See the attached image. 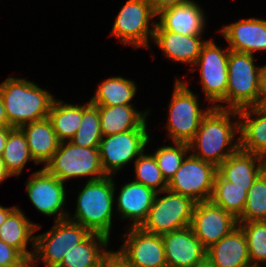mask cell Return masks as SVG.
I'll return each mask as SVG.
<instances>
[{
    "label": "cell",
    "mask_w": 266,
    "mask_h": 267,
    "mask_svg": "<svg viewBox=\"0 0 266 267\" xmlns=\"http://www.w3.org/2000/svg\"><path fill=\"white\" fill-rule=\"evenodd\" d=\"M237 116V110L213 106L188 143L189 150H193L192 155L218 167L227 157L236 153L240 149L239 139L234 141L235 134L239 133ZM231 118H235L236 122L233 123Z\"/></svg>",
    "instance_id": "1"
},
{
    "label": "cell",
    "mask_w": 266,
    "mask_h": 267,
    "mask_svg": "<svg viewBox=\"0 0 266 267\" xmlns=\"http://www.w3.org/2000/svg\"><path fill=\"white\" fill-rule=\"evenodd\" d=\"M0 94L11 127L48 117L54 96L24 78L8 77L0 84Z\"/></svg>",
    "instance_id": "2"
},
{
    "label": "cell",
    "mask_w": 266,
    "mask_h": 267,
    "mask_svg": "<svg viewBox=\"0 0 266 267\" xmlns=\"http://www.w3.org/2000/svg\"><path fill=\"white\" fill-rule=\"evenodd\" d=\"M113 176L87 181L78 193L76 212L71 221L79 223L91 233H98L110 239L113 203H115V182Z\"/></svg>",
    "instance_id": "3"
},
{
    "label": "cell",
    "mask_w": 266,
    "mask_h": 267,
    "mask_svg": "<svg viewBox=\"0 0 266 267\" xmlns=\"http://www.w3.org/2000/svg\"><path fill=\"white\" fill-rule=\"evenodd\" d=\"M261 67L254 64V55L230 50L226 96L215 107L241 110L259 104Z\"/></svg>",
    "instance_id": "4"
},
{
    "label": "cell",
    "mask_w": 266,
    "mask_h": 267,
    "mask_svg": "<svg viewBox=\"0 0 266 267\" xmlns=\"http://www.w3.org/2000/svg\"><path fill=\"white\" fill-rule=\"evenodd\" d=\"M63 183L70 178L91 176L88 181L107 176L103 170L99 147H81L71 141L60 142L58 150L43 167Z\"/></svg>",
    "instance_id": "5"
},
{
    "label": "cell",
    "mask_w": 266,
    "mask_h": 267,
    "mask_svg": "<svg viewBox=\"0 0 266 267\" xmlns=\"http://www.w3.org/2000/svg\"><path fill=\"white\" fill-rule=\"evenodd\" d=\"M166 194L164 197L159 194ZM196 202L181 194L165 189L156 192L147 218L140 228L148 233L164 235L191 225Z\"/></svg>",
    "instance_id": "6"
},
{
    "label": "cell",
    "mask_w": 266,
    "mask_h": 267,
    "mask_svg": "<svg viewBox=\"0 0 266 267\" xmlns=\"http://www.w3.org/2000/svg\"><path fill=\"white\" fill-rule=\"evenodd\" d=\"M178 78L174 83V90L168 108L167 138L177 143H189L199 129L200 122L213 107L199 108L197 96L188 85Z\"/></svg>",
    "instance_id": "7"
},
{
    "label": "cell",
    "mask_w": 266,
    "mask_h": 267,
    "mask_svg": "<svg viewBox=\"0 0 266 267\" xmlns=\"http://www.w3.org/2000/svg\"><path fill=\"white\" fill-rule=\"evenodd\" d=\"M90 234L88 229L68 218L55 220L54 226L48 232L35 235L31 265L36 266L34 262L40 260L45 267H57L64 255Z\"/></svg>",
    "instance_id": "8"
},
{
    "label": "cell",
    "mask_w": 266,
    "mask_h": 267,
    "mask_svg": "<svg viewBox=\"0 0 266 267\" xmlns=\"http://www.w3.org/2000/svg\"><path fill=\"white\" fill-rule=\"evenodd\" d=\"M153 18H157V14L149 0H128L116 16L111 35L122 44H131L134 49L150 48L148 38L153 39L157 23H149ZM149 25L154 27L149 29Z\"/></svg>",
    "instance_id": "9"
},
{
    "label": "cell",
    "mask_w": 266,
    "mask_h": 267,
    "mask_svg": "<svg viewBox=\"0 0 266 267\" xmlns=\"http://www.w3.org/2000/svg\"><path fill=\"white\" fill-rule=\"evenodd\" d=\"M217 167L191 153L168 182L167 189L195 202L208 201L213 191Z\"/></svg>",
    "instance_id": "10"
},
{
    "label": "cell",
    "mask_w": 266,
    "mask_h": 267,
    "mask_svg": "<svg viewBox=\"0 0 266 267\" xmlns=\"http://www.w3.org/2000/svg\"><path fill=\"white\" fill-rule=\"evenodd\" d=\"M147 129H134L111 136H103L99 154L107 176H114L123 166L141 155L150 141Z\"/></svg>",
    "instance_id": "11"
},
{
    "label": "cell",
    "mask_w": 266,
    "mask_h": 267,
    "mask_svg": "<svg viewBox=\"0 0 266 267\" xmlns=\"http://www.w3.org/2000/svg\"><path fill=\"white\" fill-rule=\"evenodd\" d=\"M229 53V48L221 49L214 41L207 40L194 64L200 67L205 99L210 101L209 103H214V106L226 96Z\"/></svg>",
    "instance_id": "12"
},
{
    "label": "cell",
    "mask_w": 266,
    "mask_h": 267,
    "mask_svg": "<svg viewBox=\"0 0 266 267\" xmlns=\"http://www.w3.org/2000/svg\"><path fill=\"white\" fill-rule=\"evenodd\" d=\"M238 219L210 200L196 202L190 227L205 249L238 227Z\"/></svg>",
    "instance_id": "13"
},
{
    "label": "cell",
    "mask_w": 266,
    "mask_h": 267,
    "mask_svg": "<svg viewBox=\"0 0 266 267\" xmlns=\"http://www.w3.org/2000/svg\"><path fill=\"white\" fill-rule=\"evenodd\" d=\"M25 186L29 199L39 212L47 216L57 214L56 221L67 218L65 184L57 177L42 168L32 173Z\"/></svg>",
    "instance_id": "14"
},
{
    "label": "cell",
    "mask_w": 266,
    "mask_h": 267,
    "mask_svg": "<svg viewBox=\"0 0 266 267\" xmlns=\"http://www.w3.org/2000/svg\"><path fill=\"white\" fill-rule=\"evenodd\" d=\"M119 249L136 267H167L161 235L130 227Z\"/></svg>",
    "instance_id": "15"
},
{
    "label": "cell",
    "mask_w": 266,
    "mask_h": 267,
    "mask_svg": "<svg viewBox=\"0 0 266 267\" xmlns=\"http://www.w3.org/2000/svg\"><path fill=\"white\" fill-rule=\"evenodd\" d=\"M167 267H193L206 257V249L186 227L161 235Z\"/></svg>",
    "instance_id": "16"
},
{
    "label": "cell",
    "mask_w": 266,
    "mask_h": 267,
    "mask_svg": "<svg viewBox=\"0 0 266 267\" xmlns=\"http://www.w3.org/2000/svg\"><path fill=\"white\" fill-rule=\"evenodd\" d=\"M197 2L191 1L163 9L157 14L155 31H171L183 35H202L206 16Z\"/></svg>",
    "instance_id": "17"
},
{
    "label": "cell",
    "mask_w": 266,
    "mask_h": 267,
    "mask_svg": "<svg viewBox=\"0 0 266 267\" xmlns=\"http://www.w3.org/2000/svg\"><path fill=\"white\" fill-rule=\"evenodd\" d=\"M220 32L232 51L254 55L255 51L266 50V20L264 19H241L225 25Z\"/></svg>",
    "instance_id": "18"
},
{
    "label": "cell",
    "mask_w": 266,
    "mask_h": 267,
    "mask_svg": "<svg viewBox=\"0 0 266 267\" xmlns=\"http://www.w3.org/2000/svg\"><path fill=\"white\" fill-rule=\"evenodd\" d=\"M238 117L240 150L266 159V104L238 110Z\"/></svg>",
    "instance_id": "19"
},
{
    "label": "cell",
    "mask_w": 266,
    "mask_h": 267,
    "mask_svg": "<svg viewBox=\"0 0 266 267\" xmlns=\"http://www.w3.org/2000/svg\"><path fill=\"white\" fill-rule=\"evenodd\" d=\"M265 169L266 159L239 149L217 167V173L235 186L251 187Z\"/></svg>",
    "instance_id": "20"
},
{
    "label": "cell",
    "mask_w": 266,
    "mask_h": 267,
    "mask_svg": "<svg viewBox=\"0 0 266 267\" xmlns=\"http://www.w3.org/2000/svg\"><path fill=\"white\" fill-rule=\"evenodd\" d=\"M156 192L136 181L124 184L117 198V212L123 219L133 220L130 227H140L147 218Z\"/></svg>",
    "instance_id": "21"
},
{
    "label": "cell",
    "mask_w": 266,
    "mask_h": 267,
    "mask_svg": "<svg viewBox=\"0 0 266 267\" xmlns=\"http://www.w3.org/2000/svg\"><path fill=\"white\" fill-rule=\"evenodd\" d=\"M206 257L215 267H252L247 239L239 226L206 249Z\"/></svg>",
    "instance_id": "22"
},
{
    "label": "cell",
    "mask_w": 266,
    "mask_h": 267,
    "mask_svg": "<svg viewBox=\"0 0 266 267\" xmlns=\"http://www.w3.org/2000/svg\"><path fill=\"white\" fill-rule=\"evenodd\" d=\"M202 35H183L171 31H154L153 40L165 57L172 61L195 64L203 45Z\"/></svg>",
    "instance_id": "23"
},
{
    "label": "cell",
    "mask_w": 266,
    "mask_h": 267,
    "mask_svg": "<svg viewBox=\"0 0 266 267\" xmlns=\"http://www.w3.org/2000/svg\"><path fill=\"white\" fill-rule=\"evenodd\" d=\"M150 110L139 112L132 104L99 106L100 127L103 136H111L134 129H147L146 117Z\"/></svg>",
    "instance_id": "24"
},
{
    "label": "cell",
    "mask_w": 266,
    "mask_h": 267,
    "mask_svg": "<svg viewBox=\"0 0 266 267\" xmlns=\"http://www.w3.org/2000/svg\"><path fill=\"white\" fill-rule=\"evenodd\" d=\"M20 128L26 136L30 155L36 164H46L60 144L50 119L47 117L36 120Z\"/></svg>",
    "instance_id": "25"
},
{
    "label": "cell",
    "mask_w": 266,
    "mask_h": 267,
    "mask_svg": "<svg viewBox=\"0 0 266 267\" xmlns=\"http://www.w3.org/2000/svg\"><path fill=\"white\" fill-rule=\"evenodd\" d=\"M41 227L32 223L24 213L16 208L8 215L2 225H0V240L7 245L16 248L25 258L31 260L33 251H28V242H32L35 247V231Z\"/></svg>",
    "instance_id": "26"
},
{
    "label": "cell",
    "mask_w": 266,
    "mask_h": 267,
    "mask_svg": "<svg viewBox=\"0 0 266 267\" xmlns=\"http://www.w3.org/2000/svg\"><path fill=\"white\" fill-rule=\"evenodd\" d=\"M108 244V237L91 233L83 242L66 253L57 267H102Z\"/></svg>",
    "instance_id": "27"
},
{
    "label": "cell",
    "mask_w": 266,
    "mask_h": 267,
    "mask_svg": "<svg viewBox=\"0 0 266 267\" xmlns=\"http://www.w3.org/2000/svg\"><path fill=\"white\" fill-rule=\"evenodd\" d=\"M53 130L60 142L70 141L80 127L82 105L65 103L54 99L48 114Z\"/></svg>",
    "instance_id": "28"
},
{
    "label": "cell",
    "mask_w": 266,
    "mask_h": 267,
    "mask_svg": "<svg viewBox=\"0 0 266 267\" xmlns=\"http://www.w3.org/2000/svg\"><path fill=\"white\" fill-rule=\"evenodd\" d=\"M135 81L122 77H110L100 83L96 93L89 100L97 106L128 105L136 95Z\"/></svg>",
    "instance_id": "29"
},
{
    "label": "cell",
    "mask_w": 266,
    "mask_h": 267,
    "mask_svg": "<svg viewBox=\"0 0 266 267\" xmlns=\"http://www.w3.org/2000/svg\"><path fill=\"white\" fill-rule=\"evenodd\" d=\"M249 188L235 186L234 183L224 180L217 173L209 200L238 219L243 213Z\"/></svg>",
    "instance_id": "30"
},
{
    "label": "cell",
    "mask_w": 266,
    "mask_h": 267,
    "mask_svg": "<svg viewBox=\"0 0 266 267\" xmlns=\"http://www.w3.org/2000/svg\"><path fill=\"white\" fill-rule=\"evenodd\" d=\"M1 156L10 176H19L28 161L36 163L30 155L26 136L18 127H13L9 131Z\"/></svg>",
    "instance_id": "31"
},
{
    "label": "cell",
    "mask_w": 266,
    "mask_h": 267,
    "mask_svg": "<svg viewBox=\"0 0 266 267\" xmlns=\"http://www.w3.org/2000/svg\"><path fill=\"white\" fill-rule=\"evenodd\" d=\"M102 137L99 106L89 101L82 105L80 127L70 141L77 146L91 148L99 147Z\"/></svg>",
    "instance_id": "32"
},
{
    "label": "cell",
    "mask_w": 266,
    "mask_h": 267,
    "mask_svg": "<svg viewBox=\"0 0 266 267\" xmlns=\"http://www.w3.org/2000/svg\"><path fill=\"white\" fill-rule=\"evenodd\" d=\"M266 221V169L247 191V200L238 222Z\"/></svg>",
    "instance_id": "33"
},
{
    "label": "cell",
    "mask_w": 266,
    "mask_h": 267,
    "mask_svg": "<svg viewBox=\"0 0 266 267\" xmlns=\"http://www.w3.org/2000/svg\"><path fill=\"white\" fill-rule=\"evenodd\" d=\"M247 239L252 267L266 263V221L238 222ZM260 262V263H259Z\"/></svg>",
    "instance_id": "34"
},
{
    "label": "cell",
    "mask_w": 266,
    "mask_h": 267,
    "mask_svg": "<svg viewBox=\"0 0 266 267\" xmlns=\"http://www.w3.org/2000/svg\"><path fill=\"white\" fill-rule=\"evenodd\" d=\"M144 153L135 160L136 178L134 181L153 189L155 192H162L167 189L168 182L162 175L154 155H146Z\"/></svg>",
    "instance_id": "35"
},
{
    "label": "cell",
    "mask_w": 266,
    "mask_h": 267,
    "mask_svg": "<svg viewBox=\"0 0 266 267\" xmlns=\"http://www.w3.org/2000/svg\"><path fill=\"white\" fill-rule=\"evenodd\" d=\"M190 152L187 143L174 142V146H162L153 153L157 165L167 182L173 177L180 168L186 154ZM185 156V157H184Z\"/></svg>",
    "instance_id": "36"
},
{
    "label": "cell",
    "mask_w": 266,
    "mask_h": 267,
    "mask_svg": "<svg viewBox=\"0 0 266 267\" xmlns=\"http://www.w3.org/2000/svg\"><path fill=\"white\" fill-rule=\"evenodd\" d=\"M12 264H31V260L25 258L16 248L0 240V265Z\"/></svg>",
    "instance_id": "37"
},
{
    "label": "cell",
    "mask_w": 266,
    "mask_h": 267,
    "mask_svg": "<svg viewBox=\"0 0 266 267\" xmlns=\"http://www.w3.org/2000/svg\"><path fill=\"white\" fill-rule=\"evenodd\" d=\"M102 267H136L119 250L107 251L102 261Z\"/></svg>",
    "instance_id": "38"
},
{
    "label": "cell",
    "mask_w": 266,
    "mask_h": 267,
    "mask_svg": "<svg viewBox=\"0 0 266 267\" xmlns=\"http://www.w3.org/2000/svg\"><path fill=\"white\" fill-rule=\"evenodd\" d=\"M152 9L156 14L161 12L163 9L178 5L188 3L194 0H149Z\"/></svg>",
    "instance_id": "39"
},
{
    "label": "cell",
    "mask_w": 266,
    "mask_h": 267,
    "mask_svg": "<svg viewBox=\"0 0 266 267\" xmlns=\"http://www.w3.org/2000/svg\"><path fill=\"white\" fill-rule=\"evenodd\" d=\"M259 104H266V65L261 66Z\"/></svg>",
    "instance_id": "40"
},
{
    "label": "cell",
    "mask_w": 266,
    "mask_h": 267,
    "mask_svg": "<svg viewBox=\"0 0 266 267\" xmlns=\"http://www.w3.org/2000/svg\"><path fill=\"white\" fill-rule=\"evenodd\" d=\"M4 127H11V126L8 123L6 109L4 107L2 96L0 94V128Z\"/></svg>",
    "instance_id": "41"
},
{
    "label": "cell",
    "mask_w": 266,
    "mask_h": 267,
    "mask_svg": "<svg viewBox=\"0 0 266 267\" xmlns=\"http://www.w3.org/2000/svg\"><path fill=\"white\" fill-rule=\"evenodd\" d=\"M12 128L13 127L0 128V155H2V153L4 151L6 140H7L8 134H9V131Z\"/></svg>",
    "instance_id": "42"
},
{
    "label": "cell",
    "mask_w": 266,
    "mask_h": 267,
    "mask_svg": "<svg viewBox=\"0 0 266 267\" xmlns=\"http://www.w3.org/2000/svg\"><path fill=\"white\" fill-rule=\"evenodd\" d=\"M16 207H3L0 205V225L4 223L8 215L15 209Z\"/></svg>",
    "instance_id": "43"
},
{
    "label": "cell",
    "mask_w": 266,
    "mask_h": 267,
    "mask_svg": "<svg viewBox=\"0 0 266 267\" xmlns=\"http://www.w3.org/2000/svg\"><path fill=\"white\" fill-rule=\"evenodd\" d=\"M8 177H11L9 173L7 172L5 165H4V160L2 159V156L0 155V184L7 179Z\"/></svg>",
    "instance_id": "44"
},
{
    "label": "cell",
    "mask_w": 266,
    "mask_h": 267,
    "mask_svg": "<svg viewBox=\"0 0 266 267\" xmlns=\"http://www.w3.org/2000/svg\"><path fill=\"white\" fill-rule=\"evenodd\" d=\"M193 267H215V266L207 257H205L202 261L198 262Z\"/></svg>",
    "instance_id": "45"
},
{
    "label": "cell",
    "mask_w": 266,
    "mask_h": 267,
    "mask_svg": "<svg viewBox=\"0 0 266 267\" xmlns=\"http://www.w3.org/2000/svg\"><path fill=\"white\" fill-rule=\"evenodd\" d=\"M0 267H35V265H31V264H12V265H7V266L0 265Z\"/></svg>",
    "instance_id": "46"
}]
</instances>
